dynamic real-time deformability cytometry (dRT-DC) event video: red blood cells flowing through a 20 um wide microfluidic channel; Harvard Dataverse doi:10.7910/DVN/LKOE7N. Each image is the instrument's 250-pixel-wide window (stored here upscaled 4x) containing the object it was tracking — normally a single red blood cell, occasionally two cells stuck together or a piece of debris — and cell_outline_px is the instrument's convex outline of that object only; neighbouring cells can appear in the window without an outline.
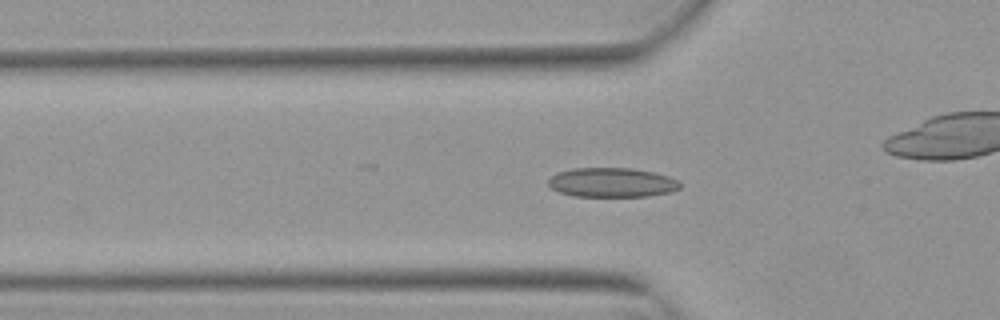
{"species": "Egyptian fruit bat (a non-hibernating species)", "species_latin": "Rousettus aegyptiacus", "temperature_condition": "warm", "stored_images_in_passage": 53, "camera_frame_rate_fps": 3000, "um_per_image_px": 0.085, "animal": {"sex": "female"}, "frame": {"image": 1, "passage_image": 17, "time_ms": 5.333, "image_size_px": [1000, 320], "cell_outline_px": [[680, 188], [672, 192], [648, 196], [572, 196], [560, 192], [552, 188], [548, 184], [548, 180], [556, 172], [572, 168], [632, 168], [652, 172], [668, 176], [676, 180], [680, 184]], "centroid_in_image_um": [52.0, 15.51], "position_along_channel_um": 73.8, "area_um2": 22.54}}
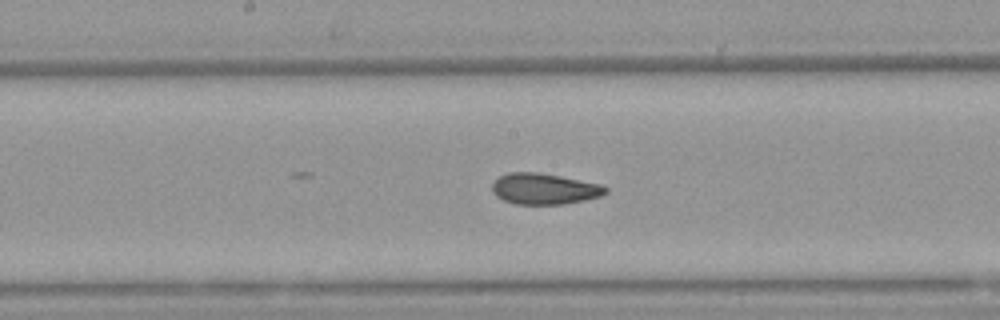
{"frame": {"image": 2, "passage_image": 27, "time_ms": 8.667, "image_size_px": [1000, 320], "cell_outline_px": [[608, 192], [600, 196], [584, 200], [564, 204], [516, 204], [504, 200], [496, 196], [492, 192], [492, 184], [500, 176], [508, 172], [540, 172], [600, 184], [608, 188]], "centroid_in_image_um": [46.26, 16.05], "position_along_channel_um": 201.9, "area_um2": 20.46}}
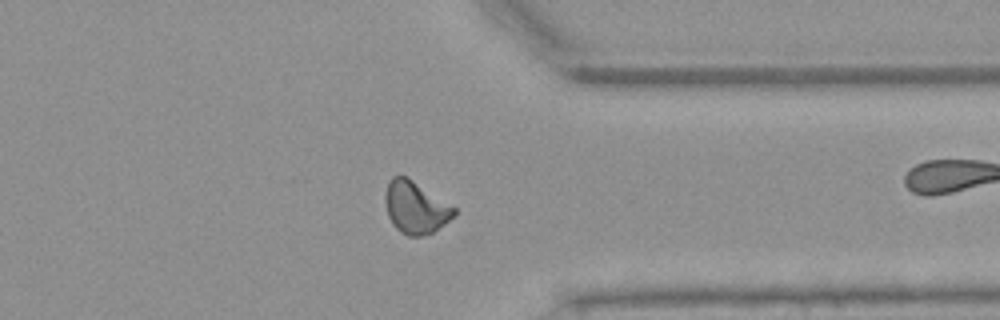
{"frame": {"image": 3, "passage_image": 41, "time_ms": 13.333, "image_size_px": [1000, 320], "cell_outline_px": [[456, 216], [432, 232], [424, 236], [408, 236], [400, 232], [392, 224], [388, 216], [384, 200], [388, 180], [392, 176], [404, 176], [412, 180], [456, 208]], "centroid_in_image_um": [35.3, 17.65], "position_along_channel_um": 376.1, "area_um2": 20.87}, "authors_computed_cell_mechanics": {"area_um2": 20.5768, "velocity_mm_per_s": 3.8326, "shape_relaxation_time_tau1_ms": 5.9458, "shape_relaxation_time_tau2_ms": 1.8161, "deformation_change_tau1": 0.133, "deformation_change_tau2": 0.0646}}